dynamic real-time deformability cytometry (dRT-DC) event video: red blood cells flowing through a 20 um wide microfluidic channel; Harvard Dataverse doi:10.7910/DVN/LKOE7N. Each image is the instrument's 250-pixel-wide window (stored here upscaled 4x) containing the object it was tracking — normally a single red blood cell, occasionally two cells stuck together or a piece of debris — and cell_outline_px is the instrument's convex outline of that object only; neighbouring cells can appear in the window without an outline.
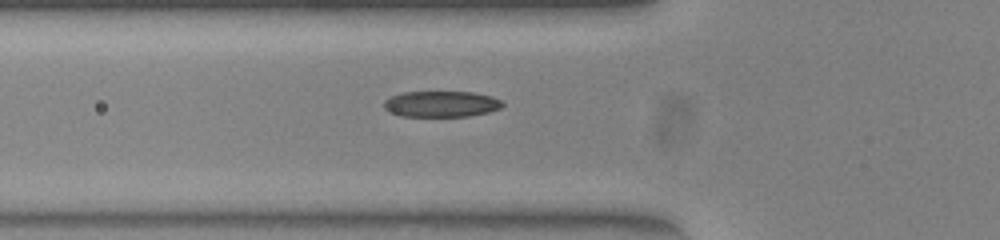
{"species": "common noctule bat (a hibernating species)", "species_latin": "Nyctalus noctula", "temperature_condition": "warm", "stored_images_in_passage": 38, "camera_frame_rate_fps": 3000, "um_per_image_px": 0.085, "animal": {"sex": "female", "body_mass_g": 23.0, "forearm_length_mm": 53.4}, "frame": {"image": 1, "passage_image": 9, "time_ms": 2.667, "image_size_px": [1000, 240], "cell_outline_px": [[504, 104], [500, 108], [488, 112], [468, 116], [400, 116], [384, 108], [384, 100], [392, 96], [404, 92], [472, 92], [492, 96], [500, 100]], "centroid_in_image_um": [37.51, 8.84], "position_along_channel_um": 88.3, "area_um2": 17.8}}
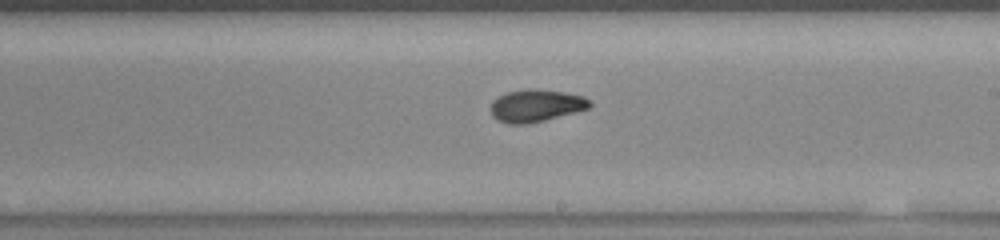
{"frame": {"image": 2, "passage_image": 21, "time_ms": 6.667, "image_size_px": [1000, 240], "cell_outline_px": [[592, 104], [588, 108], [544, 120], [524, 124], [508, 124], [492, 116], [492, 100], [508, 92], [532, 88], [564, 92], [584, 96], [592, 100]], "centroid_in_image_um": [45.58, 8.97], "position_along_channel_um": 243.4, "area_um2": 18.38}}
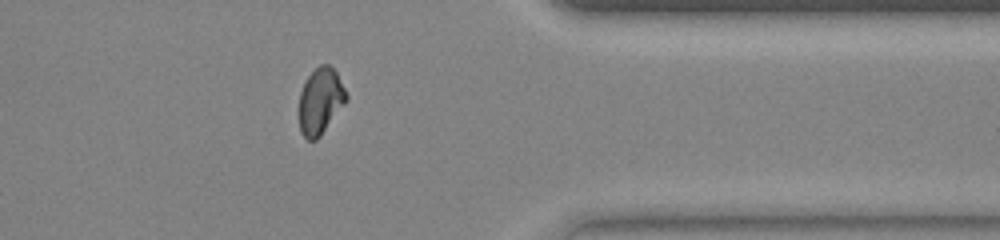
{"frame": {"image": 3, "passage_image": 33, "time_ms": 10.667, "image_size_px": [1000, 240], "cell_outline_px": [[348, 100], [320, 136], [316, 140], [308, 140], [300, 132], [300, 92], [308, 76], [320, 64], [328, 64], [336, 72], [348, 96]], "centroid_in_image_um": [27.25, 8.6], "position_along_channel_um": 384.2, "area_um2": 17.98}, "authors_computed_cell_mechanics": {"area_um2": 18.2648, "velocity_mm_per_s": 3.8741, "shape_relaxation_time_tau1_ms": 5.8107, "shape_relaxation_time_tau2_ms": 1.4075, "deformation_change_tau1": 0.1883, "deformation_change_tau2": 0.0624}}